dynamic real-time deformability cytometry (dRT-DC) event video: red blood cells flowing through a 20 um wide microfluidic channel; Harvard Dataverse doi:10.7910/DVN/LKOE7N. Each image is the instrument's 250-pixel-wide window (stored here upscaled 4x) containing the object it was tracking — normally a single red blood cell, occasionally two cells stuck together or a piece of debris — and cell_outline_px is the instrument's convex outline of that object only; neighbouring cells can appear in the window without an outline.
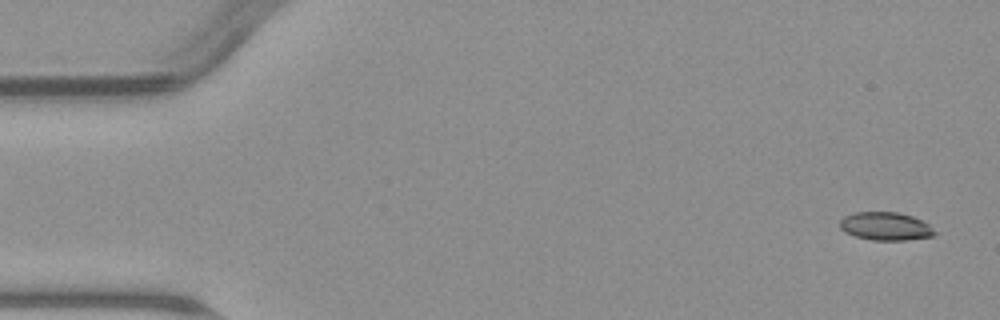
{"species": "common noctule bat (a hibernating species)", "species_latin": "Nyctalus noctula", "temperature_condition": "warm", "stored_images_in_passage": 4, "camera_frame_rate_fps": 3000, "um_per_image_px": 0.085, "animal": {"sex": "male", "body_mass_g": 23.1, "forearm_length_mm": 52.7}, "frame": {"image": 1, "passage_image": 1, "time_ms": 0.0, "image_size_px": [1000, 320], "cell_outline_px": [[936, 236], [904, 240], [872, 240], [856, 236], [844, 232], [840, 228], [840, 220], [844, 216], [856, 212], [896, 212], [912, 216], [928, 224], [936, 232]], "centroid_in_image_um": [75.27, 19.23], "position_along_channel_um": 9.7, "area_um2": 15.49}}
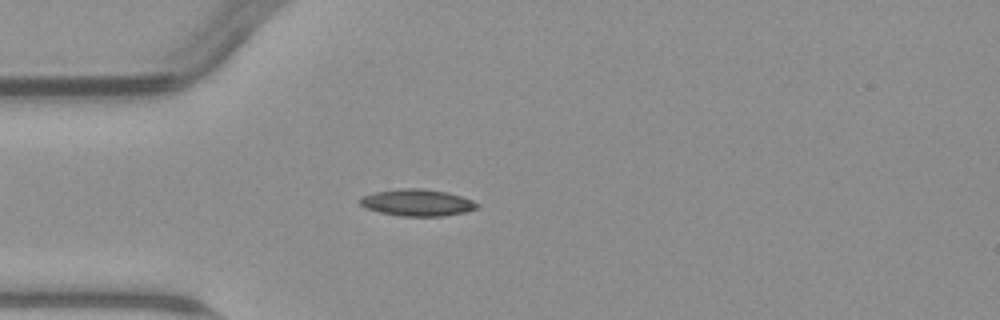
{"frame": {"image": 2, "passage_image": 4, "time_ms": 4.333, "image_size_px": [1000, 320], "cell_outline_px": [[480, 204], [476, 208], [464, 212], [444, 216], [400, 216], [380, 212], [364, 208], [360, 204], [360, 196], [376, 192], [400, 188], [424, 188], [448, 192], [472, 200]], "centroid_in_image_um": [35.44, 17.21], "position_along_channel_um": 49.6, "area_um2": 18.32}}